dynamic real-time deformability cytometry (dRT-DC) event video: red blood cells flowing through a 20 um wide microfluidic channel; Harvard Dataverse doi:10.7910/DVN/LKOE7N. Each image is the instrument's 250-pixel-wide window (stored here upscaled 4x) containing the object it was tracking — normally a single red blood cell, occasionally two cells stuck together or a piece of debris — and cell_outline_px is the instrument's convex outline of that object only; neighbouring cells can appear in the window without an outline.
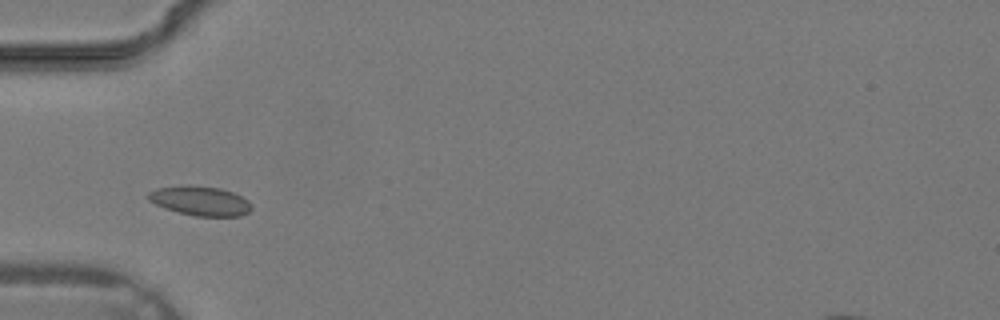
{"species": "common noctule bat (a hibernating species)", "species_latin": "Nyctalus noctula", "temperature_condition": "warm", "stored_images_in_passage": 26, "camera_frame_rate_fps": 3000, "um_per_image_px": 0.085, "animal": {"sex": "male", "body_mass_g": 19.2, "forearm_length_mm": 51.8}, "frame": {"image": 1, "passage_image": 3, "time_ms": 0.667, "image_size_px": [1000, 320], "cell_outline_px": [[252, 208], [248, 212], [240, 216], [196, 216], [164, 208], [148, 200], [148, 192], [156, 188], [184, 184], [188, 184], [220, 188], [232, 192], [248, 200]], "centroid_in_image_um": [16.99, 17.05], "position_along_channel_um": 68.0, "area_um2": 17.74}}
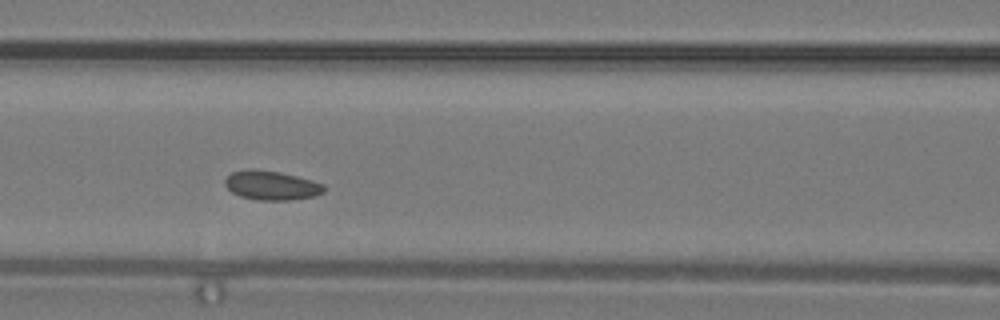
{"frame": {"image": 2, "passage_image": 7, "time_ms": 2.0, "image_size_px": [1000, 320], "cell_outline_px": [[324, 192], [312, 196], [288, 200], [260, 200], [240, 196], [232, 192], [224, 184], [224, 180], [232, 172], [252, 168], [256, 168], [280, 172], [312, 180], [324, 184]], "centroid_in_image_um": [23.05, 15.74], "position_along_channel_um": 143.5, "area_um2": 16.76}}
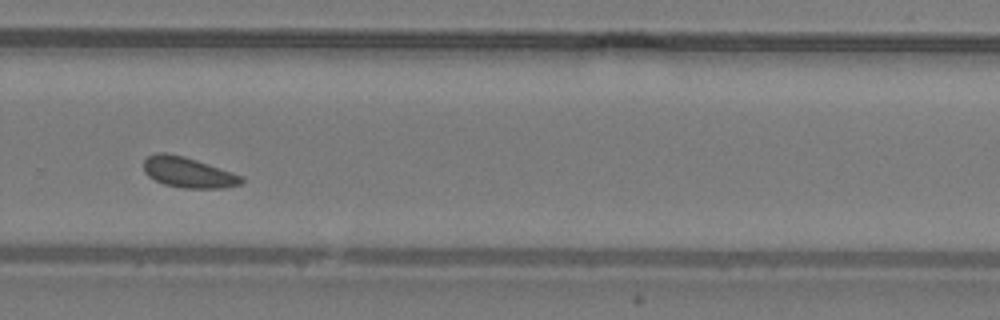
{"frame": {"image": 3, "passage_image": 16, "time_ms": 5.0, "image_size_px": [1000, 320], "cell_outline_px": [[244, 184], [224, 188], [184, 188], [164, 184], [148, 176], [144, 172], [144, 160], [148, 156], [156, 152], [164, 152], [184, 156], [244, 176]], "centroid_in_image_um": [16.02, 14.66], "position_along_channel_um": 313.8, "area_um2": 17.46}}